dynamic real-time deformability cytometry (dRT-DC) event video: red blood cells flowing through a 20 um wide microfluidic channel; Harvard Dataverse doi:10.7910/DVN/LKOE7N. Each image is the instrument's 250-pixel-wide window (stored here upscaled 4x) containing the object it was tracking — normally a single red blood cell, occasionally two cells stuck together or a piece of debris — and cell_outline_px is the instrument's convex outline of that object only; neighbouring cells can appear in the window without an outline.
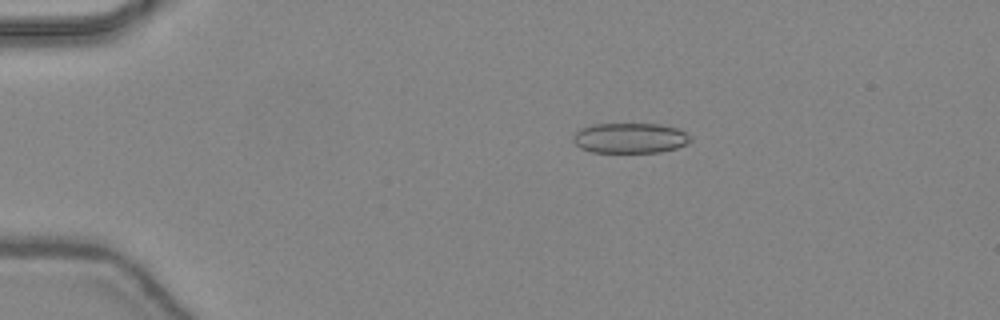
{"species": "common noctule bat (a hibernating species)", "species_latin": "Nyctalus noctula", "temperature_condition": "warm", "stored_images_in_passage": 47, "camera_frame_rate_fps": 3000, "um_per_image_px": 0.085, "animal": {"sex": "female", "body_mass_g": 24.6, "forearm_length_mm": 56.2}, "frame": {"image": 1, "passage_image": 10, "time_ms": 3.0, "image_size_px": [1000, 320], "cell_outline_px": [[692, 140], [688, 144], [676, 148], [660, 152], [592, 152], [580, 148], [572, 140], [572, 136], [580, 128], [592, 124], [660, 124], [676, 128], [684, 132]], "centroid_in_image_um": [53.52, 11.73], "position_along_channel_um": 31.5, "area_um2": 20.69}}
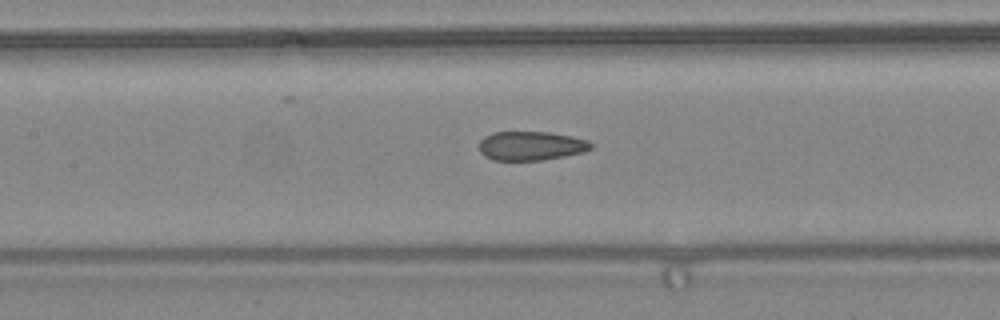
{"frame": {"image": 2, "passage_image": 23, "time_ms": 7.333, "image_size_px": [1000, 320], "cell_outline_px": [[592, 148], [584, 152], [564, 156], [540, 160], [492, 160], [484, 156], [480, 152], [480, 140], [484, 136], [492, 132], [548, 132], [572, 136], [588, 140], [592, 144]], "centroid_in_image_um": [45.12, 12.39], "position_along_channel_um": 162.3, "area_um2": 18.96}}
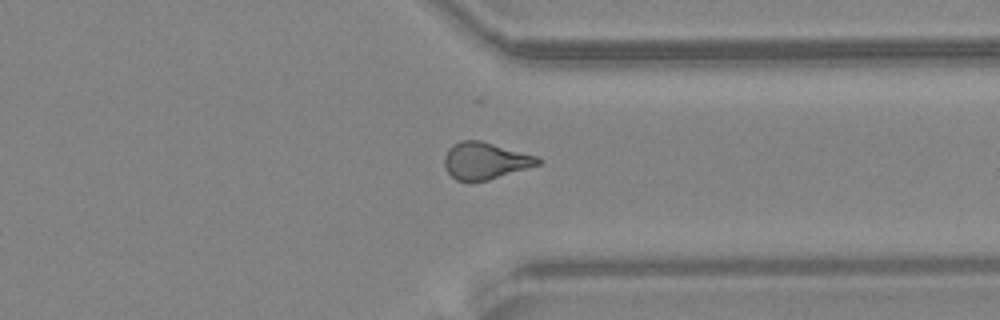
{"frame": {"image": 3, "passage_image": 37, "time_ms": 12.0, "image_size_px": [1000, 320], "cell_outline_px": [[544, 160], [540, 164], [488, 180], [456, 180], [448, 172], [444, 164], [444, 156], [448, 148], [452, 144], [460, 140], [480, 140], [536, 156]], "centroid_in_image_um": [41.22, 13.64], "position_along_channel_um": 370.2, "area_um2": 19.88}, "authors_computed_cell_mechanics": {"area_um2": 20.3456, "velocity_mm_per_s": 4.467, "shape_relaxation_time_tau1_ms": null, "shape_relaxation_time_tau2_ms": 1.6908, "deformation_change_tau1": null, "deformation_change_tau2": 0.0882}}